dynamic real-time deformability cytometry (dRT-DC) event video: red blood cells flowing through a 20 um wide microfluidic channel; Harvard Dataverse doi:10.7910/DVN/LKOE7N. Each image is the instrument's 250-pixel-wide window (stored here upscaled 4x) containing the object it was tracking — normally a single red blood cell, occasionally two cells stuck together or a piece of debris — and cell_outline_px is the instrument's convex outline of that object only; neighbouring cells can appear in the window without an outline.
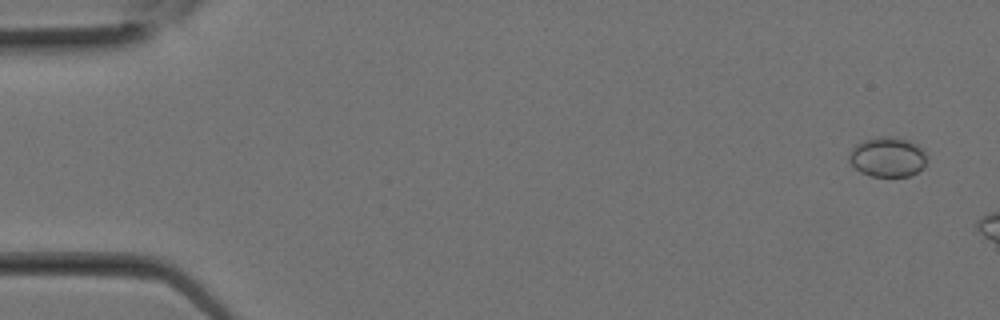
{"species": "Egyptian fruit bat (a non-hibernating species)", "species_latin": "Rousettus aegyptiacus", "temperature_condition": "room temperature", "stored_images_in_passage": 5, "camera_frame_rate_fps": 3000, "um_per_image_px": 0.085, "animal": {"sex": "female"}, "frame": {"image": 1, "passage_image": 2, "time_ms": 0.333, "image_size_px": [1000, 320], "cell_outline_px": [[928, 160], [916, 172], [908, 176], [872, 176], [860, 172], [848, 160], [848, 156], [852, 148], [856, 144], [864, 140], [880, 136], [892, 136], [908, 140], [916, 144], [928, 156]], "centroid_in_image_um": [75.43, 13.33], "position_along_channel_um": 9.6, "area_um2": 17.98}}